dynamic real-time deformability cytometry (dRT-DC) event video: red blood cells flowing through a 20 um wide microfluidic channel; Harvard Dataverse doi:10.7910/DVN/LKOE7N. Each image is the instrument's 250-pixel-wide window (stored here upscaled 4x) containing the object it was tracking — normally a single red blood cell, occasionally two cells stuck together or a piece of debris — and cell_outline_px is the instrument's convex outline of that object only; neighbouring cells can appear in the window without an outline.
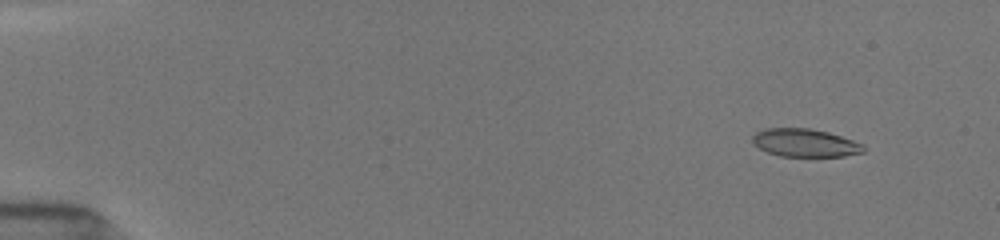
{"species": "common noctule bat (a hibernating species)", "species_latin": "Nyctalus noctula", "temperature_condition": "room temperature", "stored_images_in_passage": 95, "camera_frame_rate_fps": 3000, "um_per_image_px": 0.085, "animal": {"sex": "female", "body_mass_g": 19.5, "forearm_length_mm": 54.1}, "frame": {"image": 1, "passage_image": 6, "time_ms": 1.333, "image_size_px": [1000, 240], "cell_outline_px": [[864, 152], [844, 156], [780, 156], [768, 152], [752, 144], [752, 136], [756, 132], [764, 128], [808, 128], [828, 132], [864, 144]], "centroid_in_image_um": [68.4, 12.14], "position_along_channel_um": 16.6, "area_um2": 18.09}}
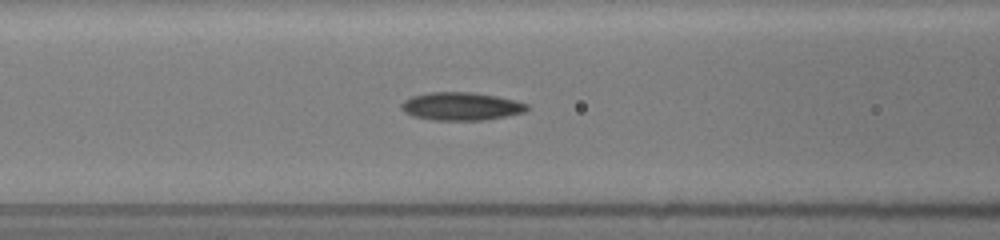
{"frame": {"image": 2, "passage_image": 38, "time_ms": 7.333, "image_size_px": [1000, 240], "cell_outline_px": [[528, 108], [524, 112], [484, 120], [432, 120], [412, 116], [404, 112], [400, 108], [400, 104], [404, 100], [412, 96], [428, 92], [472, 92], [496, 96], [528, 104]], "centroid_in_image_um": [39.13, 9.03], "position_along_channel_um": 127.5, "area_um2": 20.46}}
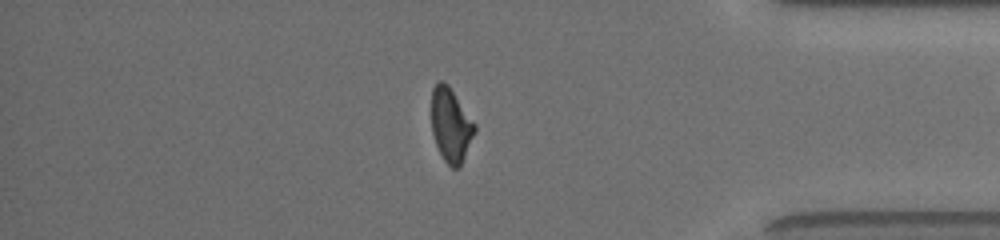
{"frame": {"image": 3, "passage_image": 79, "time_ms": 14.667, "image_size_px": [1000, 240], "cell_outline_px": [[476, 132], [460, 164], [456, 168], [452, 168], [444, 160], [436, 144], [432, 132], [432, 88], [440, 80], [448, 84], [476, 124]], "centroid_in_image_um": [38.33, 10.6], "position_along_channel_um": 396.9, "area_um2": 18.38}}